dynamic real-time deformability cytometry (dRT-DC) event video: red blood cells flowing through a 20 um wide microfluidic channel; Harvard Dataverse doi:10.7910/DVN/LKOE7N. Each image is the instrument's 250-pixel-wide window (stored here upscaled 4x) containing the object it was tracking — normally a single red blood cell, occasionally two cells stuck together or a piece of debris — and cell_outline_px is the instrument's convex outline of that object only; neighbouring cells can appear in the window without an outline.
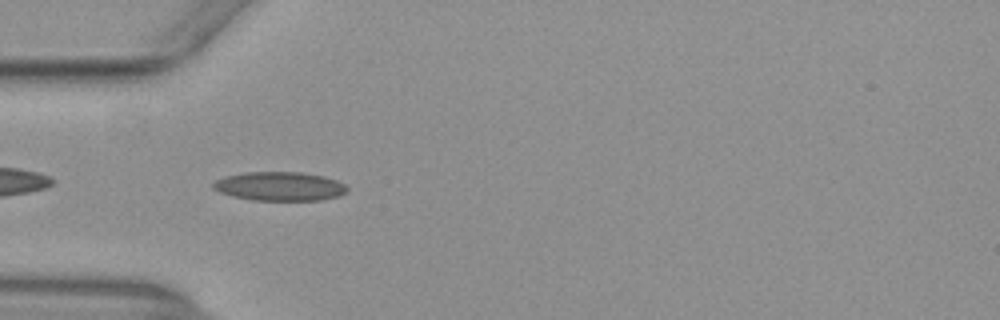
{"species": "common noctule bat (a hibernating species)", "species_latin": "Nyctalus noctula", "temperature_condition": "warm", "stored_images_in_passage": 38, "camera_frame_rate_fps": 3000, "um_per_image_px": 0.085, "animal": {"sex": "female", "body_mass_g": 29.2, "forearm_length_mm": 56.3}, "frame": {"image": 1, "passage_image": 2, "time_ms": 0.333, "image_size_px": [1000, 320], "cell_outline_px": [[348, 192], [340, 196], [320, 200], [252, 200], [232, 196], [220, 192], [212, 188], [212, 184], [216, 180], [224, 176], [244, 172], [300, 172], [324, 176], [336, 180], [344, 184], [348, 188]], "centroid_in_image_um": [23.78, 15.83], "position_along_channel_um": 61.2, "area_um2": 22.72}}
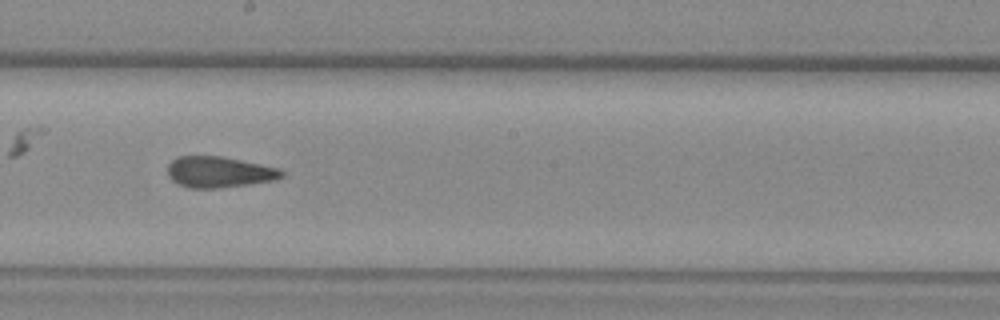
{"frame": {"image": 2, "passage_image": 15, "time_ms": 4.667, "image_size_px": [1000, 320], "cell_outline_px": [[284, 176], [272, 180], [248, 184], [220, 188], [188, 188], [172, 180], [168, 176], [168, 164], [172, 160], [180, 156], [220, 156], [280, 168], [284, 172]], "centroid_in_image_um": [18.61, 14.62], "position_along_channel_um": 229.6, "area_um2": 20.46}}
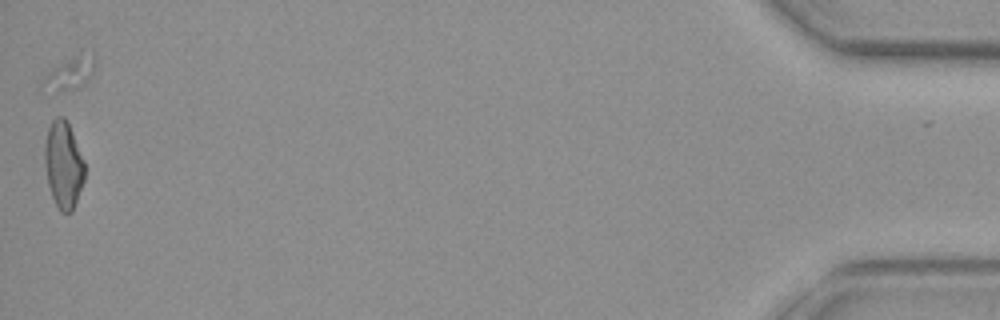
{"frame": {"image": 3, "passage_image": 38, "time_ms": 12.333, "image_size_px": [1000, 320], "cell_outline_px": [[84, 180], [72, 212], [60, 212], [52, 196], [48, 184], [44, 164], [44, 148], [48, 128], [52, 120], [56, 116], [64, 116], [72, 132], [84, 160]], "centroid_in_image_um": [5.38, 13.99], "position_along_channel_um": 429.8, "area_um2": 20.17}, "authors_computed_cell_mechanics": {"area_um2": 20.7791, "velocity_mm_per_s": 3.9357, "shape_relaxation_time_tau1_ms": null, "shape_relaxation_time_tau2_ms": 2.1417, "deformation_change_tau1": null, "deformation_change_tau2": 0.0942}}